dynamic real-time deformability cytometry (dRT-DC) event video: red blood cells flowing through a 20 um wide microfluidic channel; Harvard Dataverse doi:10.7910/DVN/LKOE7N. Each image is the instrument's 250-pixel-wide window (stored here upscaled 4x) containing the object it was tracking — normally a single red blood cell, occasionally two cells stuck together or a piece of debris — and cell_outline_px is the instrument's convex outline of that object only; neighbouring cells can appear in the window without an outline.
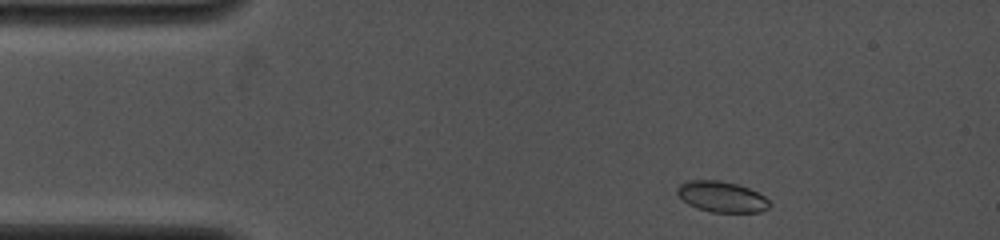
{"species": "common noctule bat (a hibernating species)", "species_latin": "Nyctalus noctula", "temperature_condition": "cold", "stored_images_in_passage": 76, "camera_frame_rate_fps": 4000, "um_per_image_px": 0.085, "animal": {"sex": "female", "body_mass_g": 19.0, "forearm_length_mm": 53.3}, "frame": {"image": 1, "passage_image": 2, "time_ms": 0.25, "image_size_px": [1000, 240], "cell_outline_px": [[772, 204], [768, 208], [760, 212], [712, 212], [696, 208], [688, 204], [676, 192], [676, 188], [680, 184], [688, 180], [720, 180], [736, 184], [748, 188], [764, 196]], "centroid_in_image_um": [61.34, 16.72], "position_along_channel_um": 23.7, "area_um2": 16.53}}
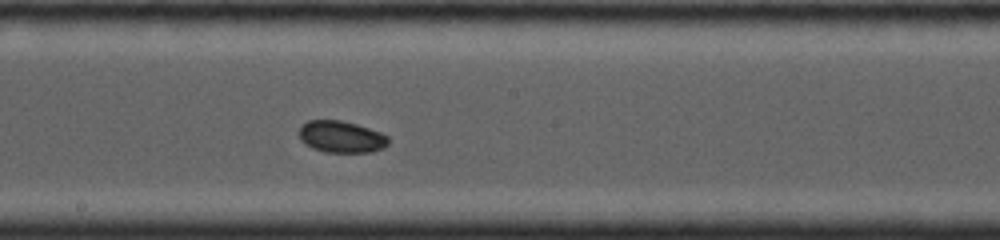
{"frame": {"image": 2, "passage_image": 36, "time_ms": 6.5, "image_size_px": [1000, 240], "cell_outline_px": [[388, 144], [384, 148], [372, 152], [324, 152], [312, 148], [304, 144], [300, 140], [296, 132], [308, 120], [340, 120], [356, 124], [380, 132], [388, 136]], "centroid_in_image_um": [28.97, 11.63], "position_along_channel_um": 219.2, "area_um2": 16.7}}
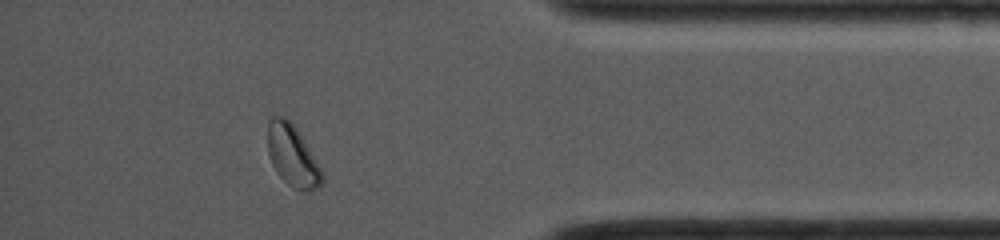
{"frame": {"image": 3, "passage_image": 62, "time_ms": 11.5, "image_size_px": [1000, 240], "cell_outline_px": [[324, 180], [320, 188], [304, 192], [300, 192], [292, 188], [280, 176], [272, 164], [268, 152], [268, 124], [272, 116], [284, 116], [296, 128], [324, 172]], "centroid_in_image_um": [24.9, 13.29], "position_along_channel_um": 410.3, "area_um2": 19.54}, "authors_computed_cell_mechanics": {"area_um2": 16.8198, "velocity_mm_per_s": 4.1459, "shape_relaxation_time_tau1_ms": 9.7562, "shape_relaxation_time_tau2_ms": null, "deformation_change_tau1": 0.139, "deformation_change_tau2": null}}